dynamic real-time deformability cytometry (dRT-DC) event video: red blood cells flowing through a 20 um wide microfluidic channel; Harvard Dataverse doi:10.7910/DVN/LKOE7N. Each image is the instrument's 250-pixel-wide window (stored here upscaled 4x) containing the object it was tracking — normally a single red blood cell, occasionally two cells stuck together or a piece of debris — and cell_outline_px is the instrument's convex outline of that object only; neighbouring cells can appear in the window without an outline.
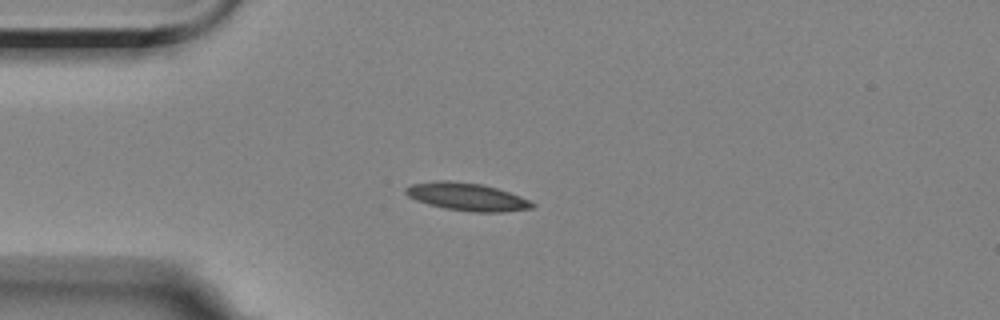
{"species": "Egyptian fruit bat (a non-hibernating species)", "species_latin": "Rousettus aegyptiacus", "temperature_condition": "room temperature", "stored_images_in_passage": 43, "camera_frame_rate_fps": 3000, "um_per_image_px": 0.085, "animal": {"sex": "female"}, "frame": {"image": 1, "passage_image": 1, "time_ms": 0.0, "image_size_px": [1000, 320], "cell_outline_px": [[536, 204], [532, 208], [500, 212], [472, 212], [444, 208], [428, 204], [416, 200], [408, 196], [404, 192], [404, 188], [412, 184], [436, 180], [448, 180], [480, 184], [496, 188], [520, 196]], "centroid_in_image_um": [39.65, 16.72], "position_along_channel_um": 45.4, "area_um2": 20.35}}
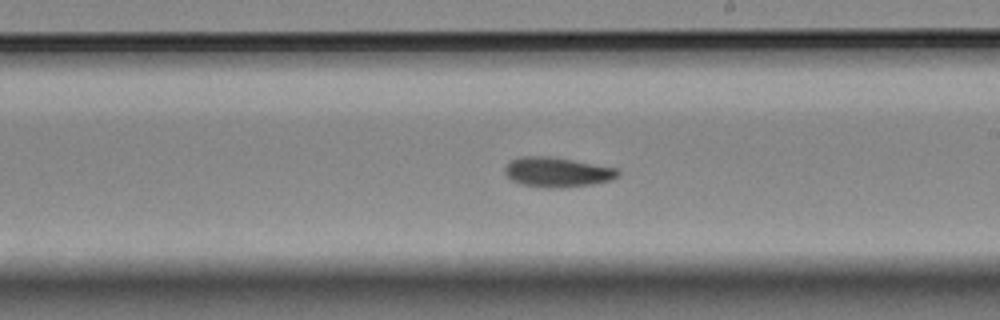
{"frame": {"image": 2, "passage_image": 19, "time_ms": 6.0, "image_size_px": [1000, 320], "cell_outline_px": [[620, 176], [608, 180], [592, 184], [560, 188], [544, 188], [520, 184], [512, 180], [504, 172], [504, 168], [512, 160], [520, 156], [552, 156], [616, 168], [620, 172]], "centroid_in_image_um": [47.35, 14.63], "position_along_channel_um": 241.7, "area_um2": 19.65}}
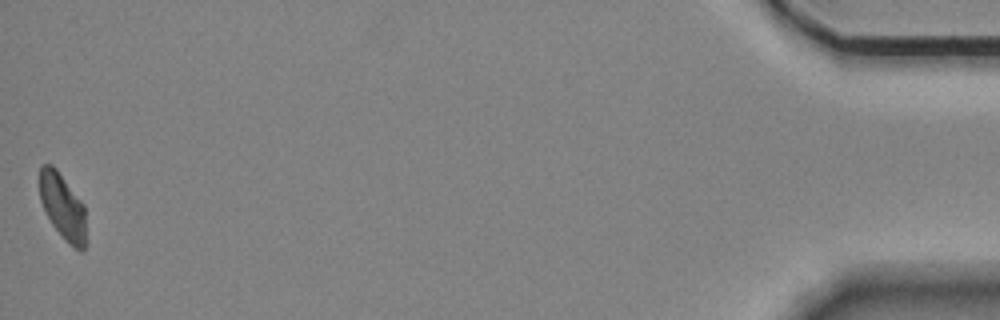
{"frame": {"image": 3, "passage_image": 43, "time_ms": 14.0, "image_size_px": [1000, 320], "cell_outline_px": [[84, 252], [80, 252], [52, 224], [40, 200], [40, 168], [44, 164], [52, 164], [56, 168], [84, 204]], "centroid_in_image_um": [5.31, 17.49], "position_along_channel_um": 429.9, "area_um2": 17.11}, "authors_computed_cell_mechanics": {"area_um2": 19.1318, "velocity_mm_per_s": 3.5256, "shape_relaxation_time_tau1_ms": 10.737, "shape_relaxation_time_tau2_ms": 5.9148, "deformation_change_tau1": 0.1712, "deformation_change_tau2": 0.097}}